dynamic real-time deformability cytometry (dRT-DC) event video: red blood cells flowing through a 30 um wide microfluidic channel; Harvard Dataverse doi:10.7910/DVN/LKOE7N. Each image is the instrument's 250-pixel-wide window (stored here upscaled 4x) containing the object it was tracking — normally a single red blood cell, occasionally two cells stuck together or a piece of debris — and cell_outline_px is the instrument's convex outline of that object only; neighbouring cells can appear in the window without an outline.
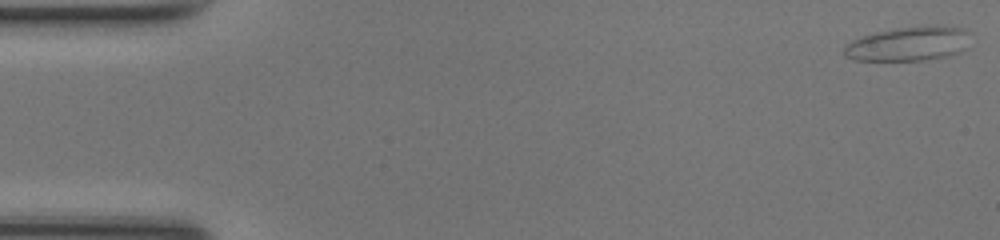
{"species": "common noctule bat (a hibernating species)", "species_latin": "Nyctalus noctula", "temperature_condition": "room temperature", "stored_images_in_passage": 49, "camera_frame_rate_fps": 3000, "um_per_image_px": 0.085, "animal": {"sex": "female", "body_mass_g": 17.0, "forearm_length_mm": 48.0}, "frame": {"image": 1, "passage_image": 1, "time_ms": 0.0, "image_size_px": [1000, 240], "cell_outline_px": [[972, 48], [948, 56], [924, 60], [852, 60], [844, 56], [844, 44], [852, 40], [876, 32], [896, 28], [964, 28], [972, 32]], "centroid_in_image_um": [77.29, 3.76], "position_along_channel_um": 7.7, "area_um2": 25.14}}
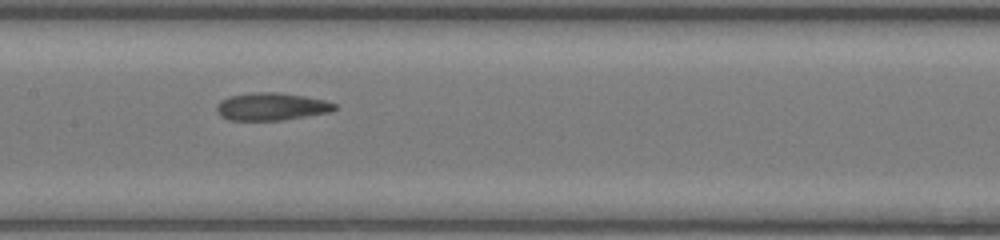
{"frame": {"image": 2, "passage_image": 24, "time_ms": 7.667, "image_size_px": [1000, 240], "cell_outline_px": [[336, 108], [332, 112], [284, 120], [228, 120], [220, 116], [216, 112], [216, 108], [220, 100], [232, 96], [252, 92], [276, 92], [304, 96], [324, 100], [336, 104]], "centroid_in_image_um": [23.07, 9.07], "position_along_channel_um": 184.3, "area_um2": 19.02}}
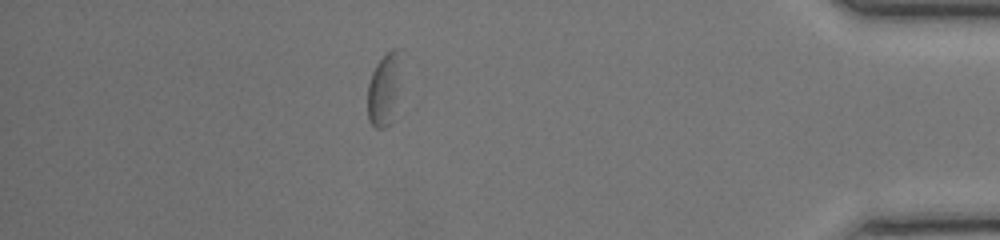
{"frame": {"image": 3, "passage_image": 43, "time_ms": 14.0, "image_size_px": [1000, 240], "cell_outline_px": [[404, 48], [396, 120], [392, 124], [384, 128], [376, 128], [368, 120], [368, 84], [372, 72], [376, 64], [392, 48]], "centroid_in_image_um": [32.75, 7.58], "position_along_channel_um": 402.5, "area_um2": 15.37}, "authors_computed_cell_mechanics": {"area_um2": 18.9584, "velocity_mm_per_s": 4.1779, "shape_relaxation_time_tau1_ms": 7.1063, "shape_relaxation_time_tau2_ms": 5.9033, "deformation_change_tau1": 0.1725, "deformation_change_tau2": 0.1632}}